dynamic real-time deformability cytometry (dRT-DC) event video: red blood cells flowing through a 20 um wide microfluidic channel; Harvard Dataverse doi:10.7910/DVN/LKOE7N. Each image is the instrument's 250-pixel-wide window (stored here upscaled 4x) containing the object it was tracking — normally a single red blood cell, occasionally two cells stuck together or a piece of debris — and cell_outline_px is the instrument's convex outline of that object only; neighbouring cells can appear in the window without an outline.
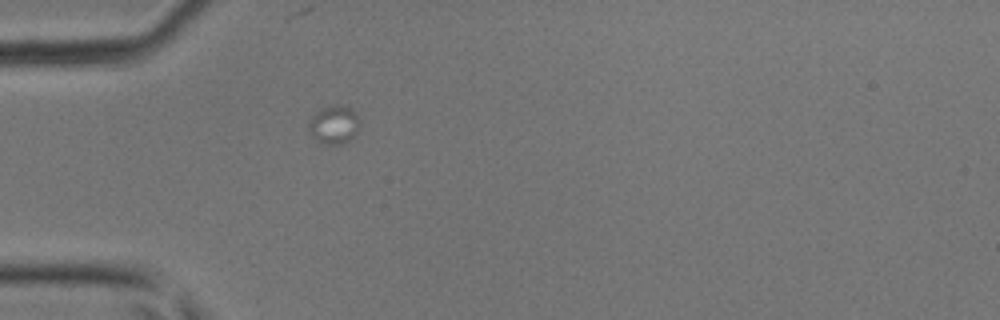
{"species": "common noctule bat (a hibernating species)", "species_latin": "Nyctalus noctula", "temperature_condition": "room temperature", "stored_images_in_passage": 10, "camera_frame_rate_fps": 3000, "um_per_image_px": 0.085, "animal": {"sex": "male", "body_mass_g": 17.9, "forearm_length_mm": 54.2}, "frame": {"image": 1, "passage_image": 1, "time_ms": 0.0, "image_size_px": [1000, 320], "cell_outline_px": [[360, 120], [356, 132], [344, 144], [324, 144], [312, 136], [308, 128], [308, 120], [320, 108], [332, 104], [340, 104], [352, 108]], "centroid_in_image_um": [28.37, 10.56], "position_along_channel_um": 56.6, "area_um2": 11.5}}